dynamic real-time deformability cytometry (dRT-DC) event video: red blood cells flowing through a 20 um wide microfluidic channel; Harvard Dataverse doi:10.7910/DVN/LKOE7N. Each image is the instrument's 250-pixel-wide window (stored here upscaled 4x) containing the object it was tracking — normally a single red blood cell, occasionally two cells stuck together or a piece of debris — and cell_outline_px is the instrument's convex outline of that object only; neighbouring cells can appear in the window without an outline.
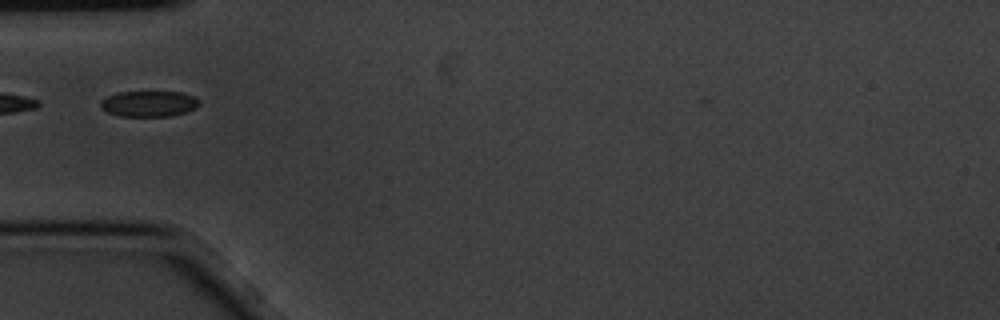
{"species": "common noctule bat (a hibernating species)", "species_latin": "Nyctalus noctula", "temperature_condition": "cold", "stored_images_in_passage": 2, "camera_frame_rate_fps": 3000, "um_per_image_px": 0.085, "animal": {"sex": "male", "body_mass_g": 20.1, "forearm_length_mm": 53.5}, "frame": {"image": 1, "passage_image": 2, "time_ms": 0.333, "image_size_px": [1000, 320], "cell_outline_px": [[200, 104], [196, 108], [184, 112], [168, 116], [120, 116], [108, 112], [100, 108], [100, 100], [116, 92], [180, 92], [192, 96], [200, 100]], "centroid_in_image_um": [12.63, 8.81], "position_along_channel_um": 72.4, "area_um2": 14.8}}